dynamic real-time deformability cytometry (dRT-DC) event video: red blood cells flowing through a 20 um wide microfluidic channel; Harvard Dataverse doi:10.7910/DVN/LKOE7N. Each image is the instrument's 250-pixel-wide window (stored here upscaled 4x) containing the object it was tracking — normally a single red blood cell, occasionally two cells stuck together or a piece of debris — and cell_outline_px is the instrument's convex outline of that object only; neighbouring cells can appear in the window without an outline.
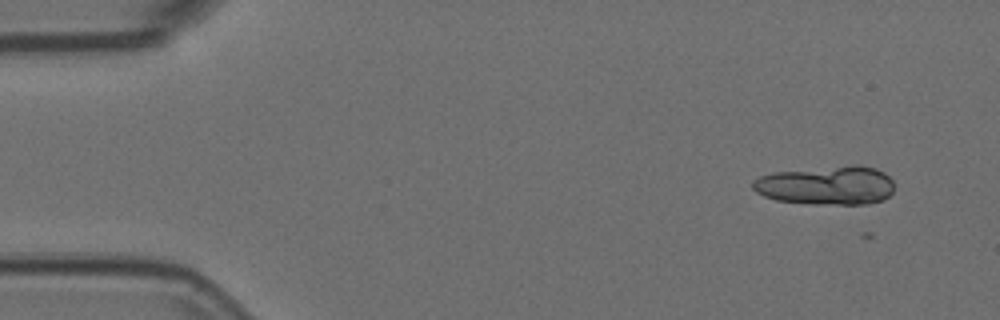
{"species": "Egyptian fruit bat (a non-hibernating species)", "species_latin": "Rousettus aegyptiacus", "temperature_condition": "room temperature", "stored_images_in_passage": 2, "camera_frame_rate_fps": 3000, "um_per_image_px": 0.085, "animal": {"sex": "female"}, "frame": {"image": 1, "passage_image": 1, "time_ms": 0.0, "image_size_px": [1000, 320], "cell_outline_px": [[892, 192], [884, 200], [868, 204], [812, 204], [776, 200], [764, 196], [756, 192], [752, 188], [752, 180], [760, 176], [772, 172], [852, 164], [860, 164], [876, 168], [884, 172], [892, 180]], "centroid_in_image_um": [70.25, 15.74], "position_along_channel_um": 14.8, "area_um2": 32.48}}